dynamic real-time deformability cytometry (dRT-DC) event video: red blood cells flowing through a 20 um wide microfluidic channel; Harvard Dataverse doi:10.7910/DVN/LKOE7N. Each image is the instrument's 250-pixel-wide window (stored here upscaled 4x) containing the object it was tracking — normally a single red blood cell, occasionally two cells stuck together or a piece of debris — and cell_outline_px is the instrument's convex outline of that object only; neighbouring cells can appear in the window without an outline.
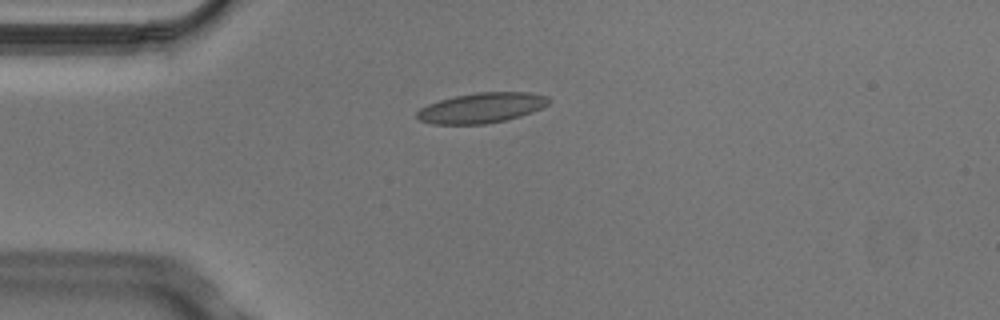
{"species": "Egyptian fruit bat (a non-hibernating species)", "species_latin": "Rousettus aegyptiacus", "temperature_condition": "cold", "stored_images_in_passage": 2, "camera_frame_rate_fps": 3000, "um_per_image_px": 0.085, "animal": {"sex": "male"}, "frame": {"image": 1, "passage_image": 1, "time_ms": 0.0, "image_size_px": [1000, 320], "cell_outline_px": [[552, 100], [548, 104], [532, 112], [520, 116], [504, 120], [484, 124], [432, 124], [420, 120], [416, 116], [416, 112], [420, 108], [428, 104], [440, 100], [456, 96], [476, 92], [532, 92], [548, 96]], "centroid_in_image_um": [40.95, 9.16], "position_along_channel_um": 44.1, "area_um2": 23.18}}